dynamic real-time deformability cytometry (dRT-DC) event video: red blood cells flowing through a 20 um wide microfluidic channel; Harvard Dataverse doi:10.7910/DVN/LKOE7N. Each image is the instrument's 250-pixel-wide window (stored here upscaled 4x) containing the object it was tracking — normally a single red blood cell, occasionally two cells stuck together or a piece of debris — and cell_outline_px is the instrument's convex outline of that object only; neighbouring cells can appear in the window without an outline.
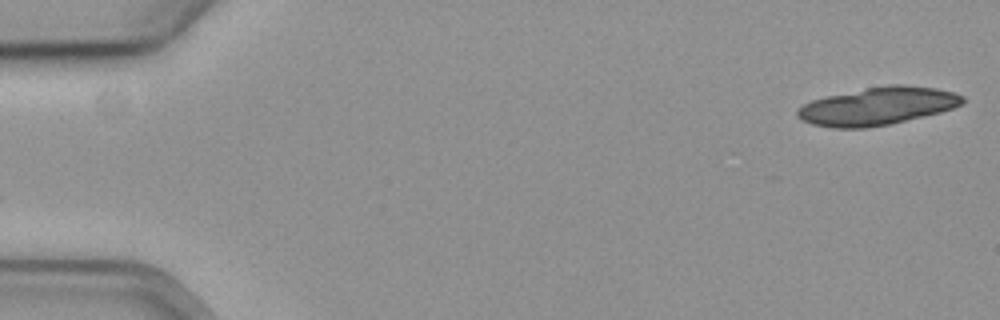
{"species": "common noctule bat (a hibernating species)", "species_latin": "Nyctalus noctula", "temperature_condition": "cold", "stored_images_in_passage": 11, "camera_frame_rate_fps": 3000, "um_per_image_px": 0.085, "animal": {"sex": "female", "body_mass_g": 19.3, "forearm_length_mm": 54.1}, "frame": {"image": 1, "passage_image": 1, "time_ms": 0.0, "image_size_px": [1000, 320], "cell_outline_px": [[964, 100], [960, 104], [952, 108], [940, 112], [924, 116], [888, 124], [868, 128], [832, 128], [812, 124], [796, 116], [796, 112], [804, 104], [812, 100], [828, 96], [888, 84], [904, 84], [936, 88], [952, 92], [964, 96]], "centroid_in_image_um": [74.6, 9.02], "position_along_channel_um": 10.4, "area_um2": 35.95}}